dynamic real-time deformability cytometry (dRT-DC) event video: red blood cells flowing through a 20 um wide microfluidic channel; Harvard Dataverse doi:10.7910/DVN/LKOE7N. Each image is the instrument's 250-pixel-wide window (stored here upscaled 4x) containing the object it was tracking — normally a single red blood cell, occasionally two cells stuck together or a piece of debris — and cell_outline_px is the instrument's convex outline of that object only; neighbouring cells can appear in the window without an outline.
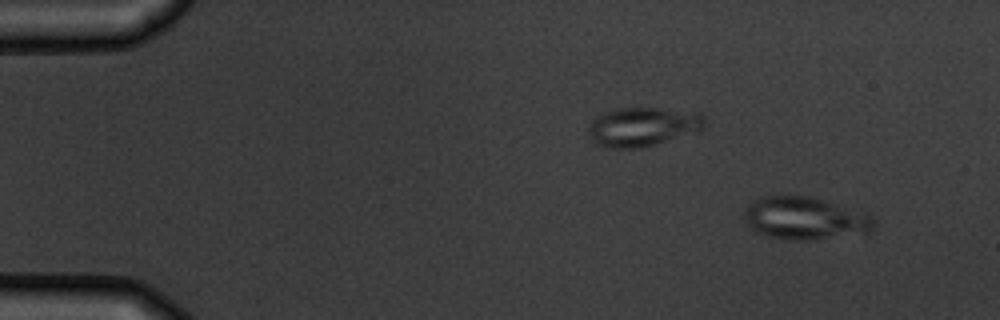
{"species": "common noctule bat (a hibernating species)", "species_latin": "Nyctalus noctula", "temperature_condition": "warm", "stored_images_in_passage": 13, "camera_frame_rate_fps": 3000, "um_per_image_px": 0.085, "animal": {"sex": "male", "body_mass_g": 19.5, "forearm_length_mm": 54.6}, "frame": {"image": 1, "passage_image": 1, "time_ms": 0.0, "image_size_px": [1000, 320], "cell_outline_px": [[876, 220], [872, 228], [868, 232], [808, 240], [788, 240], [768, 236], [756, 232], [744, 220], [744, 208], [752, 200], [760, 196], [808, 196], [824, 200], [864, 212], [872, 216]], "centroid_in_image_um": [68.37, 18.54], "position_along_channel_um": 16.6, "area_um2": 32.08}, "authors_computed_cell_mechanics": {"area_um2": 28.3798, "velocity_mm_per_s": 3.8211, "shape_relaxation_time_tau1_ms": 5.9293, "shape_relaxation_time_tau2_ms": 3.4647, "deformation_change_tau1": 0.1446, "deformation_change_tau2": 0.0498}}